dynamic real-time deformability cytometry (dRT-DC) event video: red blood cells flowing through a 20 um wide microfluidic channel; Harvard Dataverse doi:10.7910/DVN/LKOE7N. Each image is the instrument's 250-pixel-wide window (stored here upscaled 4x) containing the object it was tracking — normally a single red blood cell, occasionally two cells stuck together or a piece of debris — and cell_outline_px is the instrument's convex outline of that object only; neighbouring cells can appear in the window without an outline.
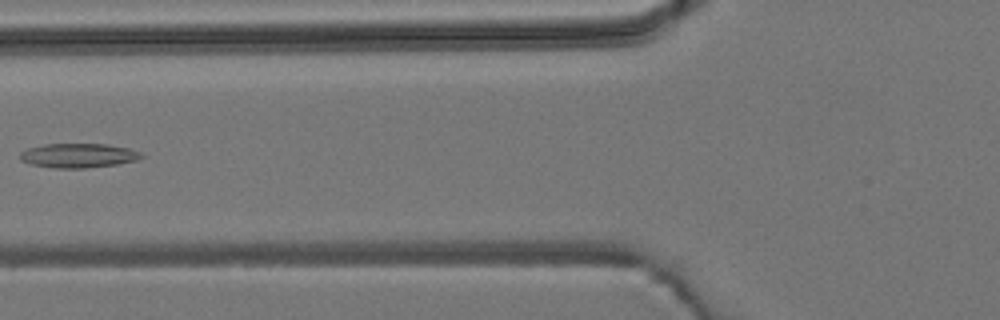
{"species": "common noctule bat (a hibernating species)", "species_latin": "Nyctalus noctula", "temperature_condition": "room temperature", "stored_images_in_passage": 4, "camera_frame_rate_fps": 3000, "um_per_image_px": 0.085, "animal": {"sex": "male", "body_mass_g": 19.2, "forearm_length_mm": 51.8}, "frame": {"image": 1, "passage_image": 3, "time_ms": 2.667, "image_size_px": [1000, 320], "cell_outline_px": [[144, 156], [136, 160], [116, 164], [84, 168], [56, 168], [32, 164], [20, 160], [20, 152], [28, 148], [44, 144], [104, 144], [128, 148], [140, 152]], "centroid_in_image_um": [6.64, 13.21], "position_along_channel_um": 119.2, "area_um2": 16.99}}
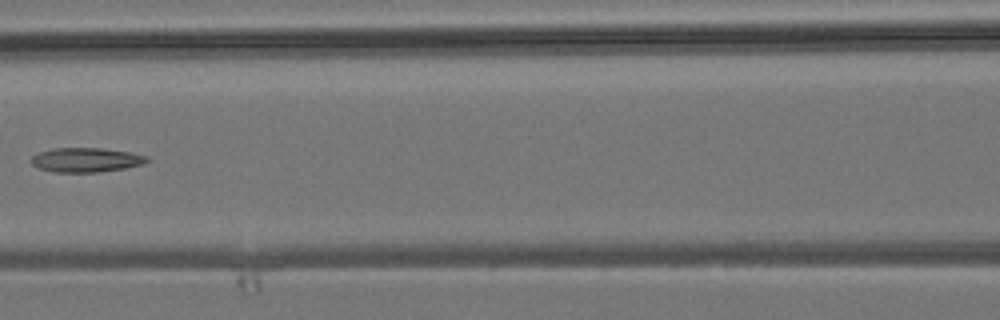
{"frame": {"image": 2, "passage_image": 4, "time_ms": 3.667, "image_size_px": [1000, 320], "cell_outline_px": [[152, 160], [144, 164], [124, 168], [100, 172], [52, 172], [36, 168], [28, 160], [32, 156], [40, 152], [56, 148], [100, 148], [128, 152], [148, 156]], "centroid_in_image_um": [7.3, 13.6], "position_along_channel_um": 159.3, "area_um2": 16.59}}